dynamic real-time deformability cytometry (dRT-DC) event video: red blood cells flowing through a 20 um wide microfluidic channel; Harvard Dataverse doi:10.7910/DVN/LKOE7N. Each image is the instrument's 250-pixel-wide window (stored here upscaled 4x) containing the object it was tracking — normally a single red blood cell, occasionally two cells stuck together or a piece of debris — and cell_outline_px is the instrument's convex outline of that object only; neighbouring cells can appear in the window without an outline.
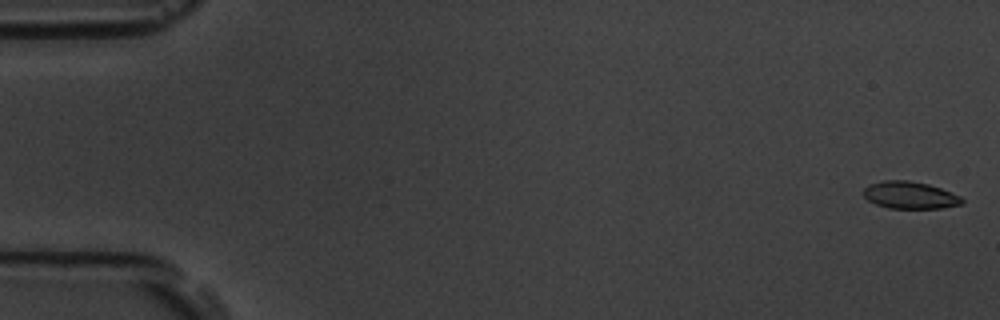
{"species": "common noctule bat (a hibernating species)", "species_latin": "Nyctalus noctula", "temperature_condition": "room temperature", "stored_images_in_passage": 9, "camera_frame_rate_fps": 3000, "um_per_image_px": 0.085, "animal": {"sex": "male", "body_mass_g": 19.5, "forearm_length_mm": 54.6}, "frame": {"image": 1, "passage_image": 1, "time_ms": 0.0, "image_size_px": [1000, 320], "cell_outline_px": [[964, 204], [944, 208], [888, 208], [876, 204], [868, 200], [864, 196], [864, 188], [868, 184], [884, 180], [908, 180], [928, 184], [940, 188], [960, 196], [964, 200]], "centroid_in_image_um": [77.35, 16.59], "position_along_channel_um": 7.6, "area_um2": 15.66}}